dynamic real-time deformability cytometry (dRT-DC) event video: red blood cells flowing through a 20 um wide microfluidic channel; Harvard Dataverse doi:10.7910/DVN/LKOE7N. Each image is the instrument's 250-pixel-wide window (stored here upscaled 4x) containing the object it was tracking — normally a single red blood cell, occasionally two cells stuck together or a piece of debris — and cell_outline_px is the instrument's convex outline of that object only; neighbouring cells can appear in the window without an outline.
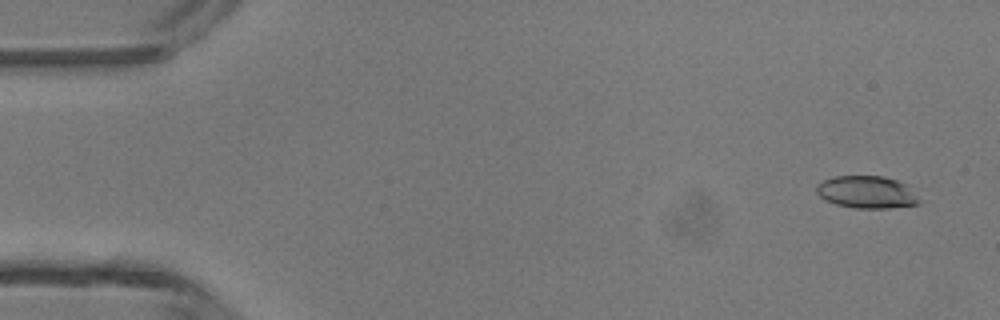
{"species": "common noctule bat (a hibernating species)", "species_latin": "Nyctalus noctula", "temperature_condition": "room temperature", "stored_images_in_passage": 48, "camera_frame_rate_fps": 3000, "um_per_image_px": 0.085, "animal": {"sex": "male", "body_mass_g": 13.3}, "frame": {"image": 1, "passage_image": 3, "time_ms": 0.667, "image_size_px": [1000, 320], "cell_outline_px": [[924, 200], [920, 204], [888, 208], [856, 208], [836, 204], [824, 200], [816, 192], [816, 188], [824, 180], [836, 176], [884, 176], [908, 184]], "centroid_in_image_um": [73.77, 16.34], "position_along_channel_um": 11.2, "area_um2": 19.65}}
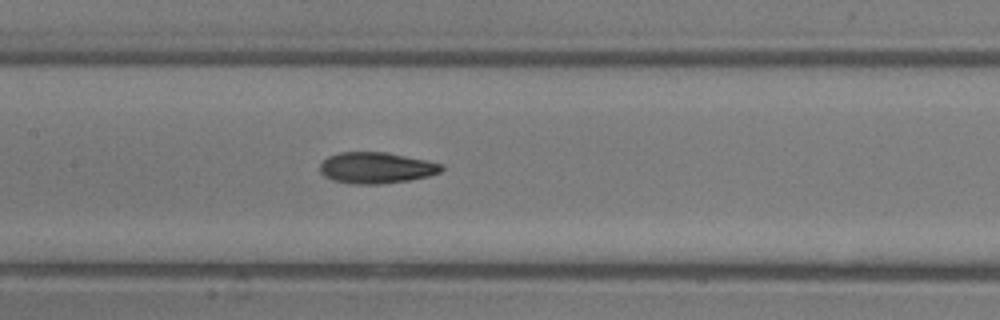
{"frame": {"image": 2, "passage_image": 23, "time_ms": 7.333, "image_size_px": [1000, 320], "cell_outline_px": [[444, 168], [440, 172], [428, 176], [408, 180], [380, 184], [352, 184], [336, 180], [324, 176], [320, 172], [320, 164], [328, 156], [340, 152], [388, 152], [428, 160], [444, 164]], "centroid_in_image_um": [32.01, 14.25], "position_along_channel_um": 175.4, "area_um2": 22.14}}
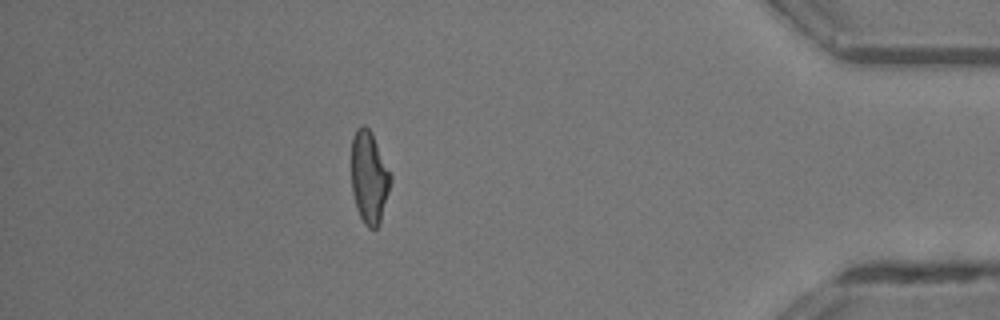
{"frame": {"image": 3, "passage_image": 42, "time_ms": 13.667, "image_size_px": [1000, 320], "cell_outline_px": [[392, 180], [380, 224], [376, 228], [368, 228], [364, 224], [356, 208], [352, 192], [352, 136], [356, 128], [364, 124], [372, 132], [392, 176]], "centroid_in_image_um": [31.38, 15.07], "position_along_channel_um": 403.8, "area_um2": 21.27}, "authors_computed_cell_mechanics": {"area_um2": 21.2704, "velocity_mm_per_s": 4.3759, "shape_relaxation_time_tau1_ms": 5.8698, "shape_relaxation_time_tau2_ms": 2.2669, "deformation_change_tau1": 0.1957, "deformation_change_tau2": 0.101}}